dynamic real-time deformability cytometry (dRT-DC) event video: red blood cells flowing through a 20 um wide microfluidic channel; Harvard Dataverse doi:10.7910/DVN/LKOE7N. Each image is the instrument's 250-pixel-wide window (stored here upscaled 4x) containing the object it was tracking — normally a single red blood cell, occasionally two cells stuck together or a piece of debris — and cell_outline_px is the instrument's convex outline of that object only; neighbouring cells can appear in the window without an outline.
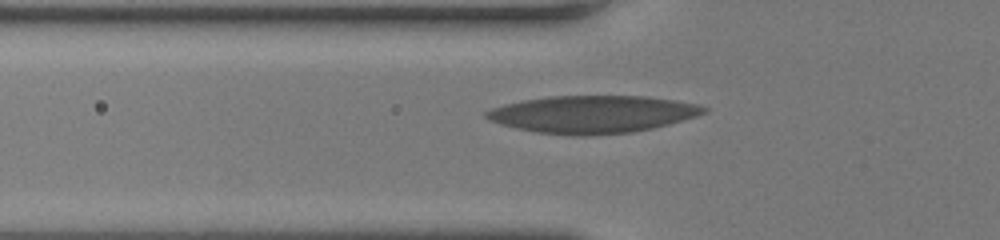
{"species": "human", "species_latin": "Homo sapiens", "temperature_condition": "room temperature", "stored_images_in_passage": 36, "camera_frame_rate_fps": 3000, "um_per_image_px": 0.085, "donor": {"sex": "female"}, "frame": {"image": 1, "passage_image": 4, "time_ms": 1.0, "image_size_px": [1000, 240], "cell_outline_px": [[708, 112], [696, 116], [668, 124], [652, 128], [632, 132], [592, 136], [572, 136], [536, 132], [516, 128], [500, 124], [488, 120], [484, 116], [484, 112], [492, 108], [504, 104], [524, 100], [548, 96], [644, 96], [700, 104], [708, 108]], "centroid_in_image_um": [50.35, 9.72], "position_along_channel_um": 75.5, "area_um2": 47.63}}
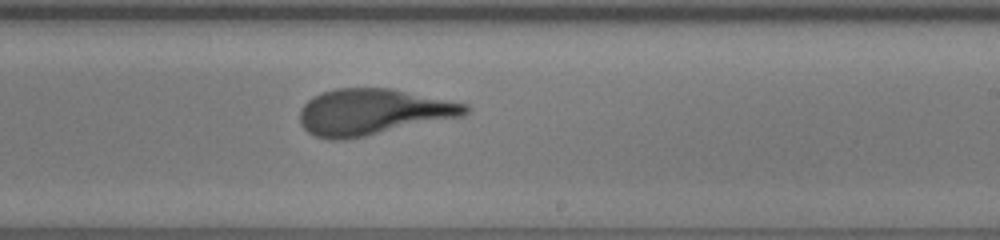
{"frame": {"image": 2, "passage_image": 17, "time_ms": 5.333, "image_size_px": [1000, 240], "cell_outline_px": [[472, 108], [464, 116], [344, 140], [332, 140], [316, 136], [308, 132], [300, 124], [300, 108], [312, 96], [320, 92], [336, 88], [392, 88], [468, 104]], "centroid_in_image_um": [31.69, 9.5], "position_along_channel_um": 257.3, "area_um2": 44.62}}
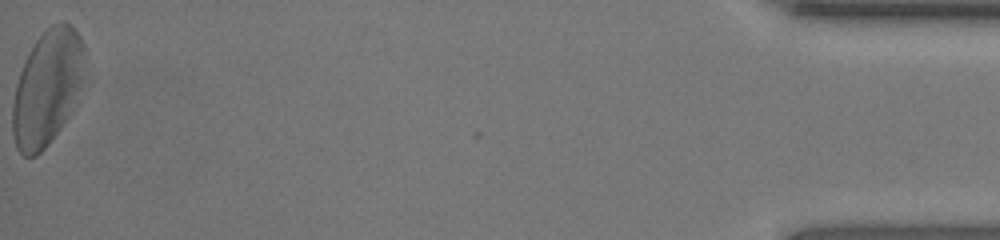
{"frame": {"image": 3, "passage_image": 36, "time_ms": 11.667, "image_size_px": [1000, 240], "cell_outline_px": [[84, 84], [72, 112], [48, 144], [36, 156], [24, 156], [16, 148], [12, 136], [12, 104], [16, 84], [20, 72], [28, 52], [36, 40], [52, 24], [68, 24], [80, 36], [84, 44]], "centroid_in_image_um": [4.02, 7.49], "position_along_channel_um": 431.2, "area_um2": 48.67}, "authors_computed_cell_mechanics": {"area_um2": 44.6794, "velocity_mm_per_s": 4.2244, "shape_relaxation_time_tau1_ms": 3.558, "shape_relaxation_time_tau2_ms": 1.1454, "deformation_change_tau1": 0.1752, "deformation_change_tau2": 0.0942}}